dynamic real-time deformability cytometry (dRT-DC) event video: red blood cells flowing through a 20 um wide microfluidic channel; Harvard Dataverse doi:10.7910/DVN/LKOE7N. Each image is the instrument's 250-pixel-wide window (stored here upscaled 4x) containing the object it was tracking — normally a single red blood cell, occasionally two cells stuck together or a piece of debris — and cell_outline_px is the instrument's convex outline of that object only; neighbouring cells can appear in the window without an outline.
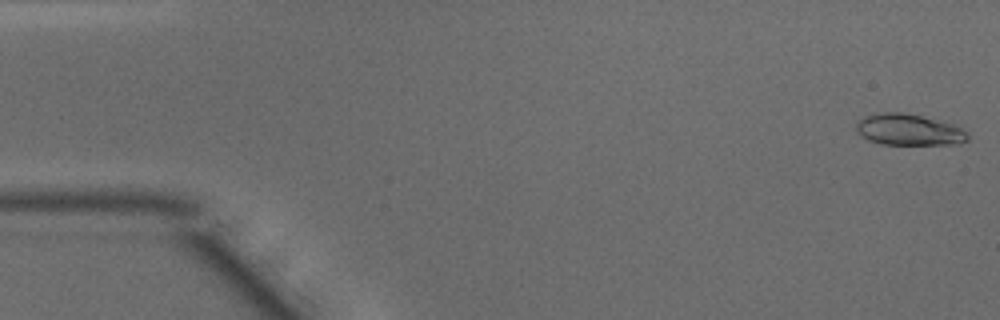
{"species": "common noctule bat (a hibernating species)", "species_latin": "Nyctalus noctula", "temperature_condition": "warm", "stored_images_in_passage": 49, "camera_frame_rate_fps": 3000, "um_per_image_px": 0.085, "animal": {"sex": "male", "body_mass_g": 15.6}, "frame": {"image": 1, "passage_image": 1, "time_ms": 0.0, "image_size_px": [1000, 320], "cell_outline_px": [[968, 140], [952, 144], [880, 144], [868, 140], [856, 132], [856, 124], [864, 116], [880, 112], [900, 112], [960, 124], [968, 132]], "centroid_in_image_um": [77.29, 11.02], "position_along_channel_um": 7.7, "area_um2": 20.58}}
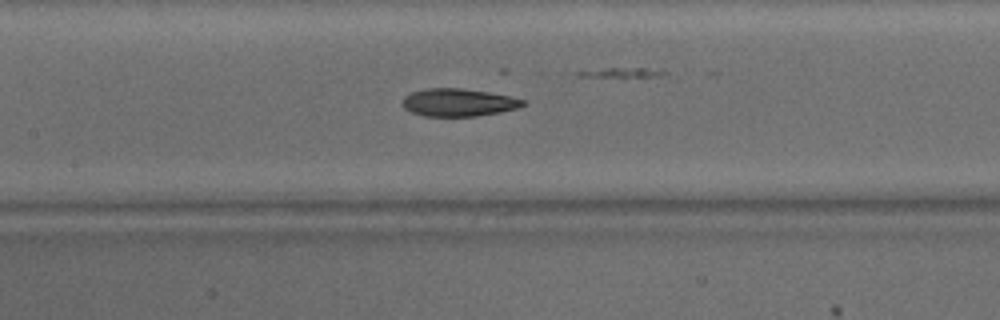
{"frame": {"image": 2, "passage_image": 22, "time_ms": 7.0, "image_size_px": [1000, 320], "cell_outline_px": [[524, 104], [520, 108], [500, 112], [476, 116], [424, 116], [412, 112], [404, 108], [404, 96], [412, 92], [424, 88], [460, 88], [488, 92], [508, 96], [524, 100]], "centroid_in_image_um": [38.96, 8.71], "position_along_channel_um": 168.4, "area_um2": 19.31}}
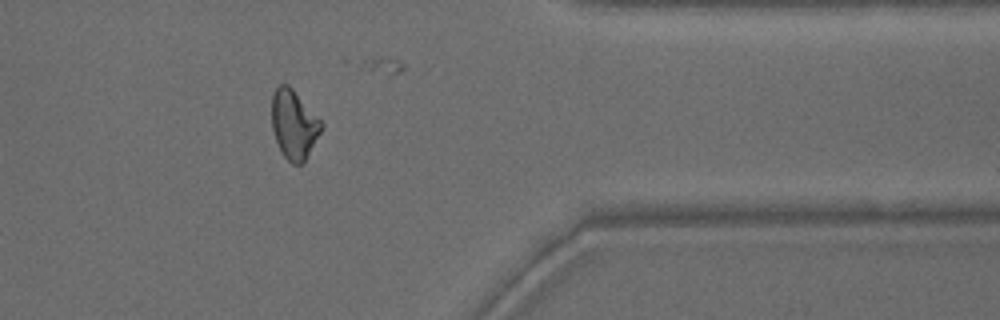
{"frame": {"image": 3, "passage_image": 39, "time_ms": 12.667, "image_size_px": [1000, 320], "cell_outline_px": [[324, 128], [304, 164], [292, 164], [284, 156], [276, 140], [272, 128], [272, 92], [280, 84], [288, 84], [292, 88], [324, 124]], "centroid_in_image_um": [25.0, 10.6], "position_along_channel_um": 386.4, "area_um2": 20.06}, "authors_computed_cell_mechanics": {"area_um2": 20.1722, "velocity_mm_per_s": 4.1656, "shape_relaxation_time_tau1_ms": null, "shape_relaxation_time_tau2_ms": 3.5908, "deformation_change_tau1": null, "deformation_change_tau2": 0.1139}}